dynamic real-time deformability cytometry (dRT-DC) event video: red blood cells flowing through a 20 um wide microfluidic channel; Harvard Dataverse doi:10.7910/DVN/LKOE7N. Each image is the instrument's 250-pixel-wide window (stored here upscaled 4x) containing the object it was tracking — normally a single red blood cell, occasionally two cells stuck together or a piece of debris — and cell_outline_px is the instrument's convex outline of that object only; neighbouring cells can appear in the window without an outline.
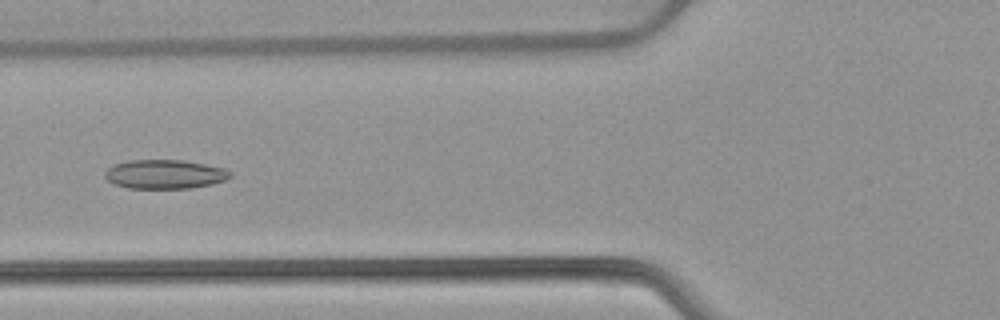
{"species": "common noctule bat (a hibernating species)", "species_latin": "Nyctalus noctula", "temperature_condition": "warm", "stored_images_in_passage": 53, "camera_frame_rate_fps": 3000, "um_per_image_px": 0.085, "animal": {"sex": "female", "body_mass_g": 22.7, "forearm_length_mm": 54.2}, "frame": {"image": 1, "passage_image": 21, "time_ms": 6.667, "image_size_px": [1000, 320], "cell_outline_px": [[232, 176], [224, 180], [212, 184], [192, 188], [128, 188], [116, 184], [108, 180], [104, 176], [104, 172], [108, 168], [116, 164], [128, 160], [184, 160], [224, 168], [232, 172]], "centroid_in_image_um": [14.02, 14.81], "position_along_channel_um": 111.8, "area_um2": 21.15}}
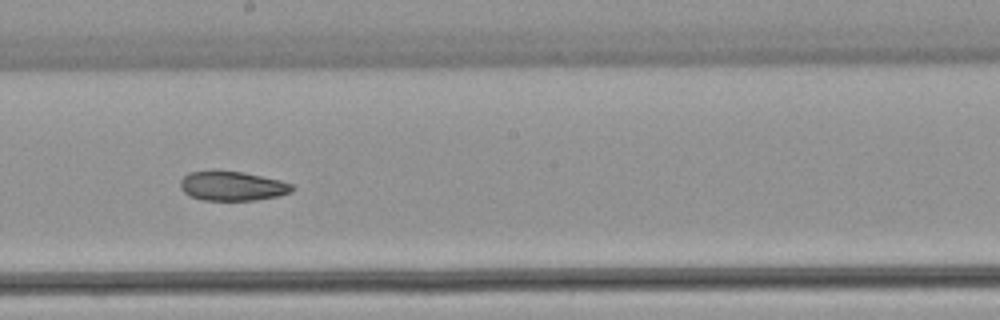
{"frame": {"image": 2, "passage_image": 30, "time_ms": 9.667, "image_size_px": [1000, 320], "cell_outline_px": [[296, 188], [292, 192], [280, 196], [256, 200], [204, 200], [192, 196], [184, 192], [180, 188], [180, 180], [188, 172], [244, 172], [280, 180], [292, 184]], "centroid_in_image_um": [19.8, 15.83], "position_along_channel_um": 228.4, "area_um2": 18.96}}
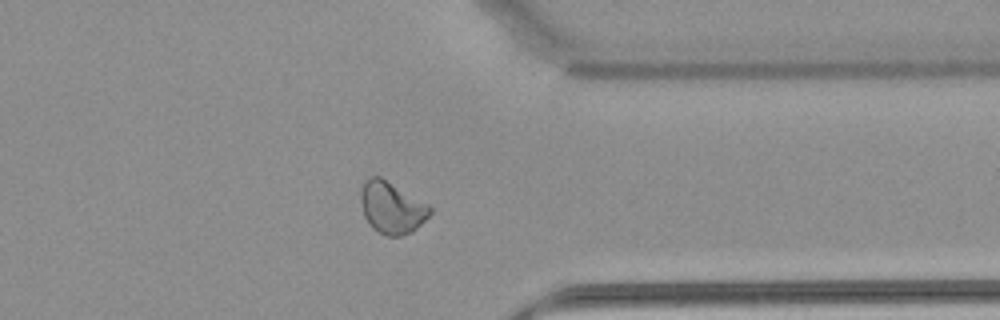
{"frame": {"image": 3, "passage_image": 42, "time_ms": 13.667, "image_size_px": [1000, 320], "cell_outline_px": [[432, 212], [412, 232], [400, 236], [384, 236], [376, 232], [368, 224], [364, 216], [360, 204], [360, 192], [364, 180], [368, 176], [380, 176], [428, 204], [432, 208]], "centroid_in_image_um": [33.25, 17.65], "position_along_channel_um": 378.1, "area_um2": 21.15}, "authors_computed_cell_mechanics": {"area_um2": 22.1374, "velocity_mm_per_s": 3.8897, "shape_relaxation_time_tau1_ms": null, "shape_relaxation_time_tau2_ms": 5.7316, "deformation_change_tau1": null, "deformation_change_tau2": 0.1108}}